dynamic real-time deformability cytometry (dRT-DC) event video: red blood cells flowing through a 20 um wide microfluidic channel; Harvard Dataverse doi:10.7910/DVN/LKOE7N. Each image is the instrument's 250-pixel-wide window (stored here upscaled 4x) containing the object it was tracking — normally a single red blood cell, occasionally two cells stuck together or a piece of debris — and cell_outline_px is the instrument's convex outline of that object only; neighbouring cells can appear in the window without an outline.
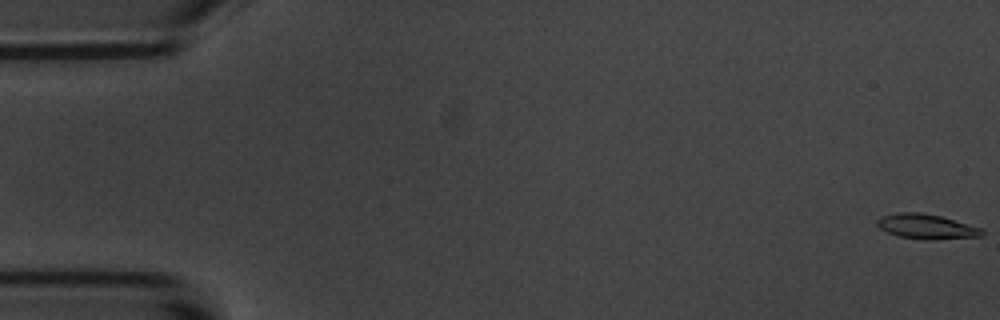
{"species": "common noctule bat (a hibernating species)", "species_latin": "Nyctalus noctula", "temperature_condition": "room temperature", "stored_images_in_passage": 58, "camera_frame_rate_fps": 3000, "um_per_image_px": 0.085, "animal": {"sex": "male", "body_mass_g": 20.1, "forearm_length_mm": 53.5}, "frame": {"image": 1, "passage_image": 1, "time_ms": 0.0, "image_size_px": [1000, 320], "cell_outline_px": [[984, 232], [980, 236], [896, 236], [880, 228], [876, 224], [876, 220], [880, 216], [896, 212], [920, 212], [940, 216], [980, 228]], "centroid_in_image_um": [78.59, 19.16], "position_along_channel_um": 6.4, "area_um2": 13.81}}
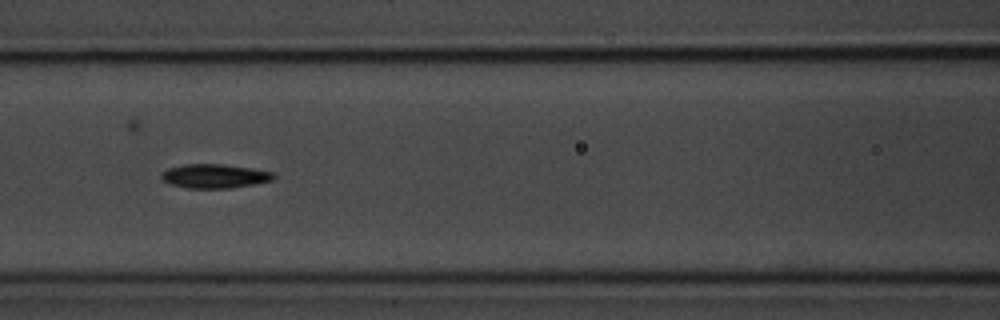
{"frame": {"image": 2, "passage_image": 25, "time_ms": 8.0, "image_size_px": [1000, 320], "cell_outline_px": [[276, 176], [272, 180], [256, 184], [232, 188], [188, 188], [168, 184], [160, 180], [160, 176], [168, 168], [184, 164], [224, 164], [252, 168], [276, 172]], "centroid_in_image_um": [18.26, 14.97], "position_along_channel_um": 148.3, "area_um2": 16.01}}
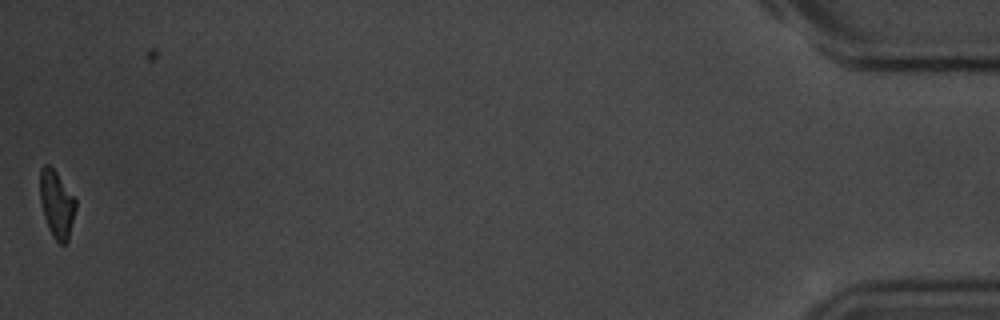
{"frame": {"image": 3, "passage_image": 57, "time_ms": 18.667, "image_size_px": [1000, 320], "cell_outline_px": [[76, 208], [68, 240], [64, 244], [60, 244], [52, 236], [48, 228], [44, 216], [40, 200], [40, 168], [44, 164], [48, 164], [56, 172], [76, 200]], "centroid_in_image_um": [4.81, 17.36], "position_along_channel_um": 430.4, "area_um2": 13.87}, "authors_computed_cell_mechanics": {"area_um2": 15.028, "velocity_mm_per_s": 3.5583, "shape_relaxation_time_tau1_ms": 2.6171, "shape_relaxation_time_tau2_ms": null, "deformation_change_tau1": 0.1306, "deformation_change_tau2": null}}